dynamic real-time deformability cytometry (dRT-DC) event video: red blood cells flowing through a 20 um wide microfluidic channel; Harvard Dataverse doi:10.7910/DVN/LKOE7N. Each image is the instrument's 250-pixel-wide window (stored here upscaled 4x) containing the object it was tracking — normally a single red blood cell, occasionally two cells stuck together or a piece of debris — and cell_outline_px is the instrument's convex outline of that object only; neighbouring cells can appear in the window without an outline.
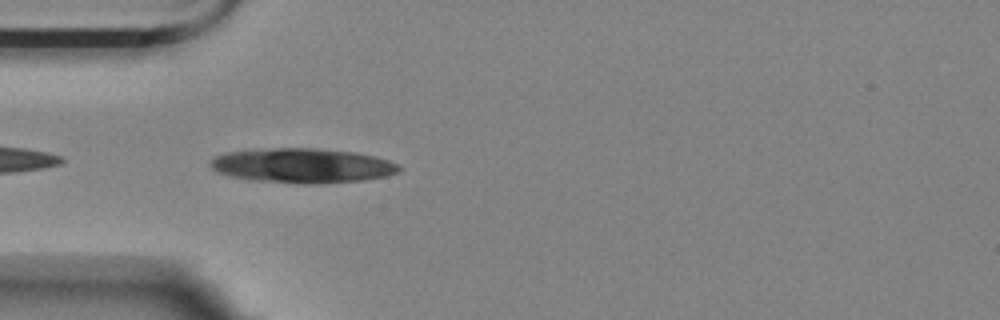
{"species": "Egyptian fruit bat (a non-hibernating species)", "species_latin": "Rousettus aegyptiacus", "temperature_condition": "room temperature", "stored_images_in_passage": 20, "camera_frame_rate_fps": 3000, "um_per_image_px": 0.085, "animal": {"sex": "female"}, "frame": {"image": 1, "passage_image": 2, "time_ms": 0.333, "image_size_px": [1000, 320], "cell_outline_px": [[400, 168], [396, 172], [384, 176], [364, 180], [320, 184], [304, 184], [252, 180], [232, 176], [216, 172], [208, 164], [208, 160], [212, 156], [224, 152], [272, 148], [316, 148], [356, 152], [376, 156], [388, 160], [396, 164]], "centroid_in_image_um": [25.63, 14.07], "position_along_channel_um": 59.4, "area_um2": 38.32}}
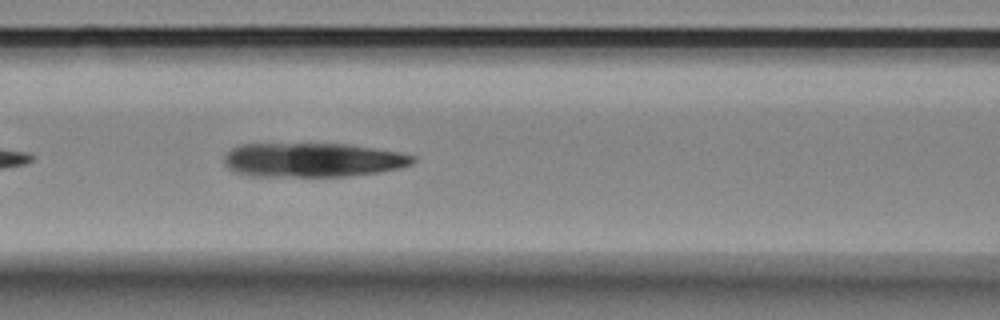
{"frame": {"image": 2, "passage_image": 9, "time_ms": 2.667, "image_size_px": [1000, 320], "cell_outline_px": [[416, 160], [412, 164], [396, 168], [376, 172], [348, 176], [256, 176], [236, 172], [228, 168], [224, 164], [224, 156], [232, 148], [240, 144], [348, 144], [376, 148], [400, 152], [416, 156]], "centroid_in_image_um": [26.58, 13.59], "position_along_channel_um": 140.0, "area_um2": 37.45}}